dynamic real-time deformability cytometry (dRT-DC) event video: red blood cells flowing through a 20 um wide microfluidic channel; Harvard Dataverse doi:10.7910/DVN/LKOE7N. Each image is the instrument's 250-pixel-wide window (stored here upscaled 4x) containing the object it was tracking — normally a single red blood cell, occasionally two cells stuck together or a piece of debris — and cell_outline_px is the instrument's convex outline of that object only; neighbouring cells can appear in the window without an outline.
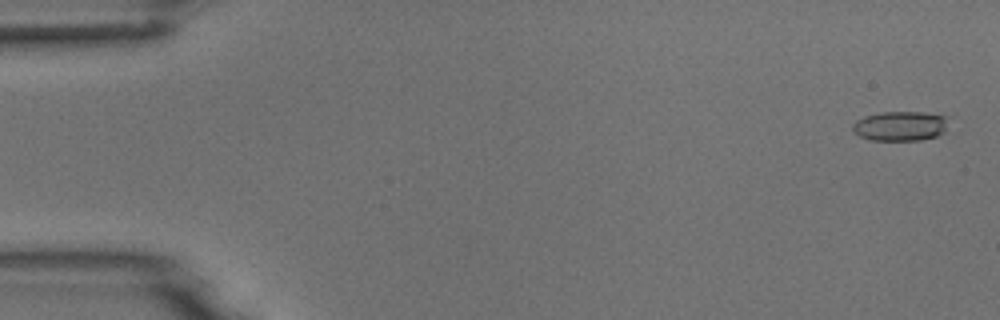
{"species": "common noctule bat (a hibernating species)", "species_latin": "Nyctalus noctula", "temperature_condition": "room temperature", "stored_images_in_passage": 54, "camera_frame_rate_fps": 3000, "um_per_image_px": 0.085, "animal": {"sex": "male", "body_mass_g": 18.8}, "frame": {"image": 1, "passage_image": 2, "time_ms": 0.333, "image_size_px": [1000, 320], "cell_outline_px": [[948, 116], [944, 132], [936, 136], [920, 140], [872, 140], [860, 136], [852, 132], [852, 124], [856, 120], [864, 116], [880, 112], [924, 112]], "centroid_in_image_um": [76.5, 10.7], "position_along_channel_um": 8.5, "area_um2": 16.65}}
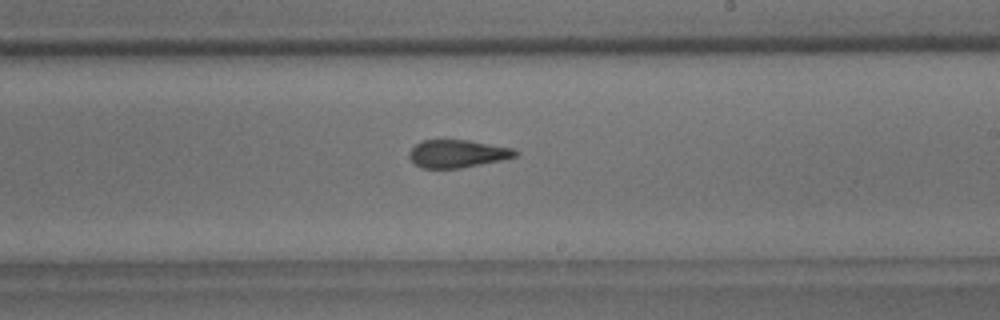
{"frame": {"image": 2, "passage_image": 32, "time_ms": 10.333, "image_size_px": [1000, 320], "cell_outline_px": [[520, 152], [516, 156], [500, 160], [460, 168], [420, 168], [408, 156], [408, 152], [420, 140], [468, 140], [512, 148]], "centroid_in_image_um": [38.85, 13.06], "position_along_channel_um": 250.1, "area_um2": 17.05}}
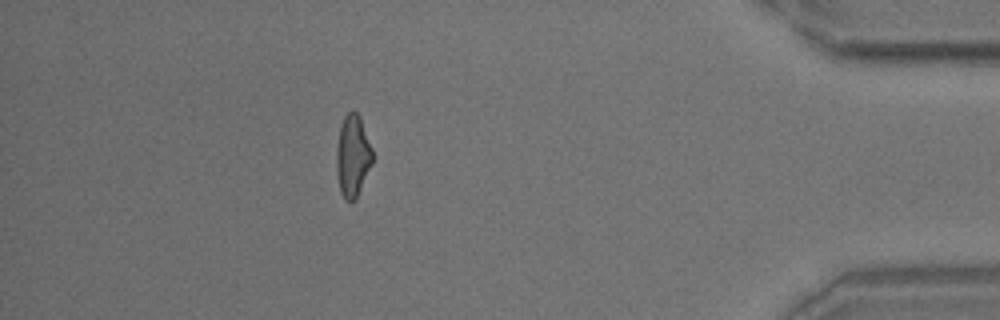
{"frame": {"image": 3, "passage_image": 48, "time_ms": 15.667, "image_size_px": [1000, 320], "cell_outline_px": [[372, 164], [356, 200], [344, 200], [340, 192], [336, 172], [336, 148], [340, 128], [344, 116], [352, 108], [360, 116], [372, 148]], "centroid_in_image_um": [29.97, 13.26], "position_along_channel_um": 405.2, "area_um2": 17.4}, "authors_computed_cell_mechanics": {"area_um2": 17.5134, "velocity_mm_per_s": 3.7878, "shape_relaxation_time_tau1_ms": 9.951, "shape_relaxation_time_tau2_ms": 2.4117, "deformation_change_tau1": 0.2374, "deformation_change_tau2": 0.1156}}